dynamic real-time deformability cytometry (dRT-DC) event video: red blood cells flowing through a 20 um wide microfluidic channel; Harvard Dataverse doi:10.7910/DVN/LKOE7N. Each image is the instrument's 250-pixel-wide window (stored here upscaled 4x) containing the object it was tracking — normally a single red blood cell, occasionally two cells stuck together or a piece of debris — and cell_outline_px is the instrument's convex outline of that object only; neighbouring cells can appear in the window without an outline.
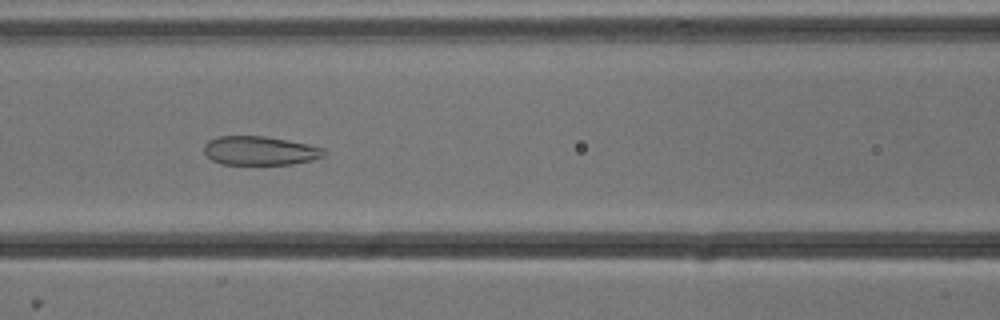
{"species": "common noctule bat (a hibernating species)", "species_latin": "Nyctalus noctula", "temperature_condition": "cold", "stored_images_in_passage": 53, "camera_frame_rate_fps": 3000, "um_per_image_px": 0.085, "animal": {"sex": "male", "body_mass_g": 13.3}, "frame": {"image": 1, "passage_image": 23, "time_ms": 7.333, "image_size_px": [1000, 320], "cell_outline_px": [[324, 156], [312, 160], [292, 164], [220, 164], [212, 160], [204, 152], [204, 144], [208, 140], [216, 136], [264, 136], [288, 140], [308, 144], [324, 148]], "centroid_in_image_um": [22.07, 12.8], "position_along_channel_um": 144.5, "area_um2": 20.23}}
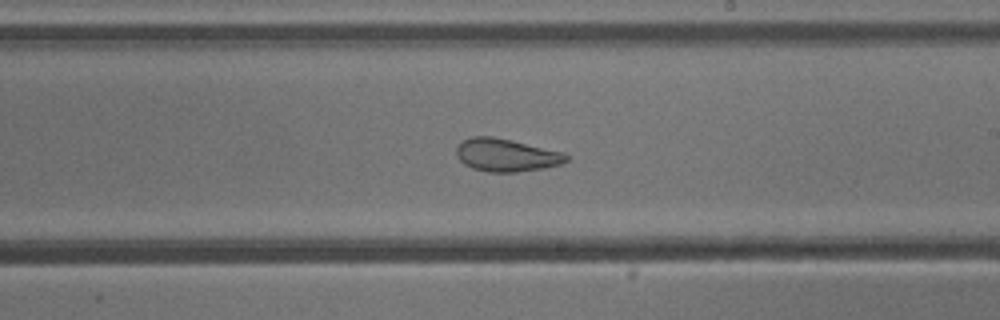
{"frame": {"image": 2, "passage_image": 31, "time_ms": 10.0, "image_size_px": [1000, 320], "cell_outline_px": [[568, 160], [560, 164], [544, 168], [516, 172], [488, 172], [472, 168], [464, 164], [456, 156], [456, 148], [464, 140], [472, 136], [492, 136], [564, 152], [568, 156]], "centroid_in_image_um": [43.02, 13.19], "position_along_channel_um": 246.0, "area_um2": 20.92}}
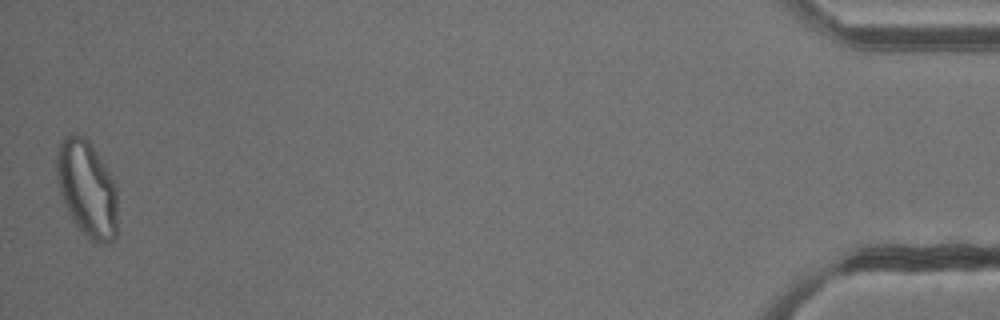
{"frame": {"image": 3, "passage_image": 53, "time_ms": 17.333, "image_size_px": [1000, 320], "cell_outline_px": [[116, 240], [108, 244], [96, 244], [72, 220], [64, 204], [60, 192], [56, 176], [56, 152], [64, 136], [68, 132], [72, 132], [84, 136], [88, 140], [96, 152], [108, 172], [116, 188]], "centroid_in_image_um": [7.37, 16.03], "position_along_channel_um": 427.8, "area_um2": 34.16}, "authors_computed_cell_mechanics": {"area_um2": 28.5532, "velocity_mm_per_s": 3.8106, "shape_relaxation_time_tau1_ms": null, "shape_relaxation_time_tau2_ms": 1.5656, "deformation_change_tau1": null, "deformation_change_tau2": 0.0816}}